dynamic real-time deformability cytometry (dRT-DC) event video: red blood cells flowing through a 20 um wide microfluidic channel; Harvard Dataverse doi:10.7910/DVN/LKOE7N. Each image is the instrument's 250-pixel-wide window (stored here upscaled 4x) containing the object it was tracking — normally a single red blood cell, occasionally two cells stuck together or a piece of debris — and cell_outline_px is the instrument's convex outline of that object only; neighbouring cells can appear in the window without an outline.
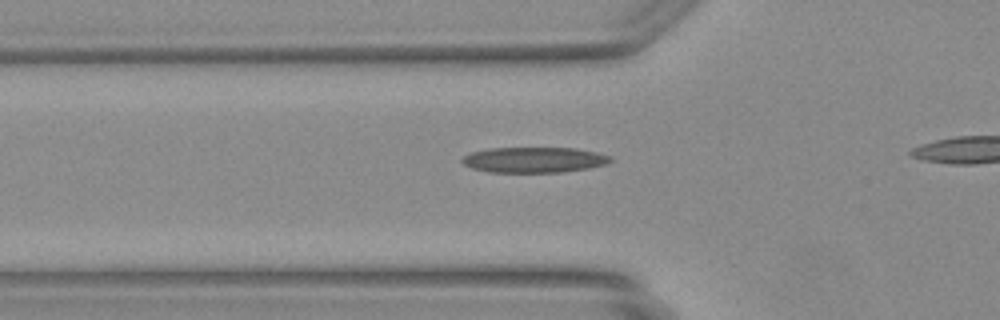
{"species": "Egyptian fruit bat (a non-hibernating species)", "species_latin": "Rousettus aegyptiacus", "temperature_condition": "warm", "stored_images_in_passage": 10, "camera_frame_rate_fps": 3000, "um_per_image_px": 0.085, "animal": {"sex": "female"}, "frame": {"image": 1, "passage_image": 2, "time_ms": 0.333, "image_size_px": [1000, 320], "cell_outline_px": [[612, 160], [608, 164], [588, 168], [560, 172], [488, 172], [472, 168], [464, 164], [460, 160], [464, 156], [472, 152], [488, 148], [576, 148], [596, 152], [612, 156]], "centroid_in_image_um": [45.41, 13.58], "position_along_channel_um": 80.4, "area_um2": 22.08}}